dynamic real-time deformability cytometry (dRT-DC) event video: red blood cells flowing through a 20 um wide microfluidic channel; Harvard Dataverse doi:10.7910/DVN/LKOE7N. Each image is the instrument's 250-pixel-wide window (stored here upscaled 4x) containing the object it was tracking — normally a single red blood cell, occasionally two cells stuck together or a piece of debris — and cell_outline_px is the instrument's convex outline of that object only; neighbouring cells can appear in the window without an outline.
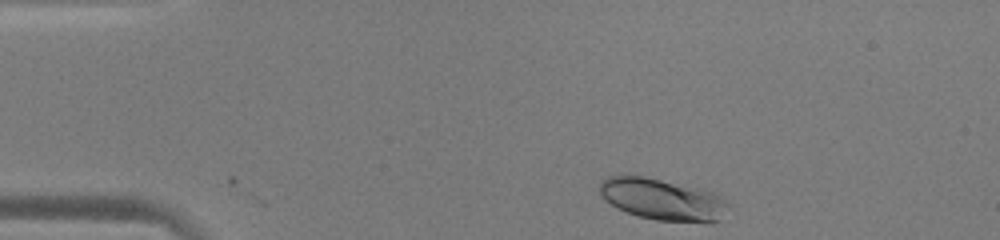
{"species": "human", "species_latin": "Homo sapiens", "temperature_condition": "warm", "stored_images_in_passage": 28, "camera_frame_rate_fps": 3000, "um_per_image_px": 0.085, "donor": {"sex": "male"}, "frame": {"image": 1, "passage_image": 1, "time_ms": 0.0, "image_size_px": [1000, 240], "cell_outline_px": [[732, 208], [720, 220], [704, 224], [656, 220], [636, 216], [616, 208], [604, 200], [600, 196], [600, 180], [608, 176], [644, 176], [700, 188], [712, 192], [720, 196]], "centroid_in_image_um": [56.34, 16.98], "position_along_channel_um": 28.7, "area_um2": 31.85}}
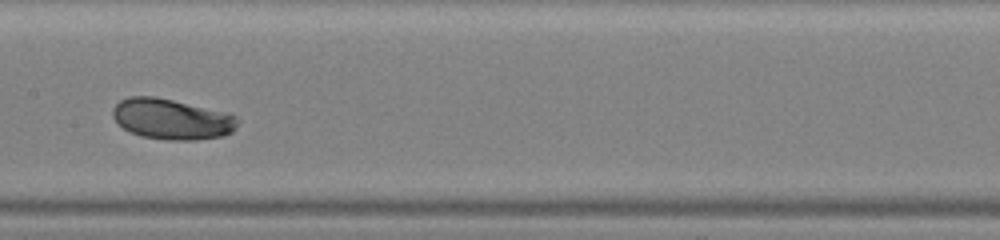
{"frame": {"image": 2, "passage_image": 19, "time_ms": 6.0, "image_size_px": [1000, 240], "cell_outline_px": [[240, 120], [236, 128], [232, 132], [224, 136], [196, 140], [168, 140], [140, 136], [124, 128], [112, 116], [112, 108], [120, 100], [128, 96], [156, 96], [232, 112]], "centroid_in_image_um": [14.66, 10.11], "position_along_channel_um": 192.7, "area_um2": 30.17}}
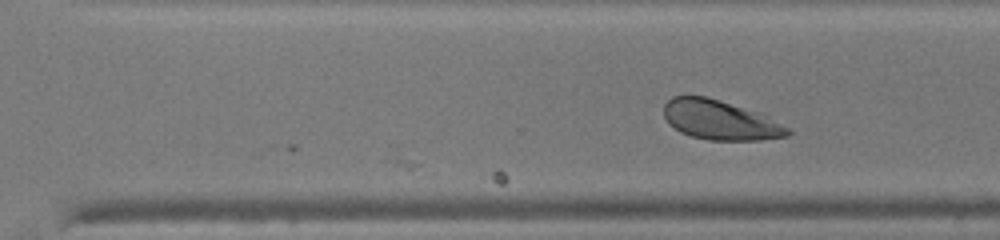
{"frame": {"image": 3, "passage_image": 28, "time_ms": 9.0, "image_size_px": [1000, 240], "cell_outline_px": [[792, 132], [788, 136], [760, 140], [708, 140], [692, 136], [680, 132], [668, 124], [664, 116], [664, 104], [672, 96], [704, 96], [764, 112], [788, 128]], "centroid_in_image_um": [61.24, 10.2], "position_along_channel_um": 309.4, "area_um2": 28.9}}